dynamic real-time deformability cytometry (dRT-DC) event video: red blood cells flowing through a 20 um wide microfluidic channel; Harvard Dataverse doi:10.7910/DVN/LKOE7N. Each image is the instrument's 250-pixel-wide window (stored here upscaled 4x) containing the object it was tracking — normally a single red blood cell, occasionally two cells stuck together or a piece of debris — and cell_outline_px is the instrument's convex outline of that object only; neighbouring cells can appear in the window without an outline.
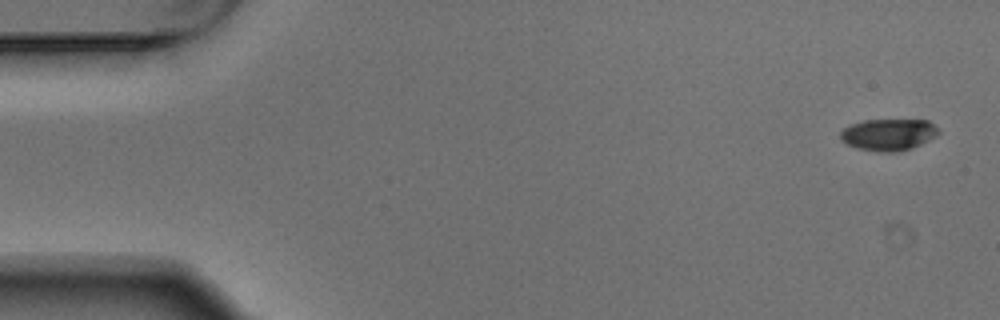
{"species": "Egyptian fruit bat (a non-hibernating species)", "species_latin": "Rousettus aegyptiacus", "temperature_condition": "warm", "stored_images_in_passage": 4, "camera_frame_rate_fps": 3000, "um_per_image_px": 0.085, "animal": {"sex": "male"}, "frame": {"image": 1, "passage_image": 1, "time_ms": 0.0, "image_size_px": [1000, 320], "cell_outline_px": [[940, 132], [936, 136], [912, 148], [900, 152], [880, 152], [856, 148], [840, 140], [840, 132], [844, 128], [852, 124], [864, 120], [928, 120], [940, 128]], "centroid_in_image_um": [75.54, 11.44], "position_along_channel_um": 9.5, "area_um2": 18.26}}
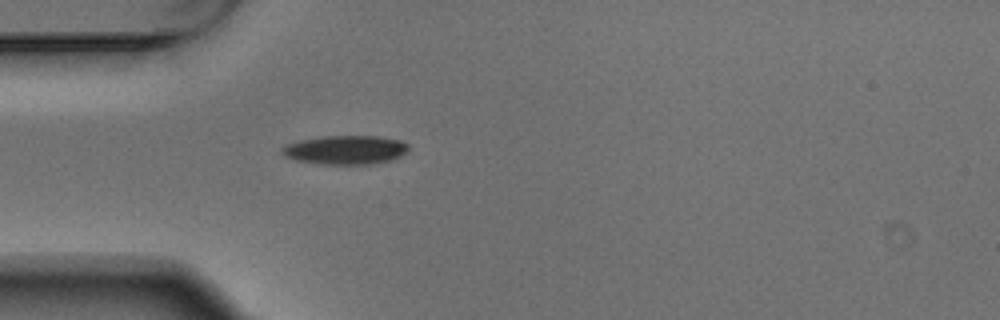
{"frame": {"image": 2, "passage_image": 4, "time_ms": 1.0, "image_size_px": [1000, 320], "cell_outline_px": [[408, 148], [400, 156], [388, 160], [372, 164], [320, 164], [296, 160], [284, 156], [280, 152], [280, 148], [288, 144], [300, 140], [324, 136], [380, 136], [400, 140], [408, 144]], "centroid_in_image_um": [29.33, 12.73], "position_along_channel_um": 55.7, "area_um2": 21.21}}